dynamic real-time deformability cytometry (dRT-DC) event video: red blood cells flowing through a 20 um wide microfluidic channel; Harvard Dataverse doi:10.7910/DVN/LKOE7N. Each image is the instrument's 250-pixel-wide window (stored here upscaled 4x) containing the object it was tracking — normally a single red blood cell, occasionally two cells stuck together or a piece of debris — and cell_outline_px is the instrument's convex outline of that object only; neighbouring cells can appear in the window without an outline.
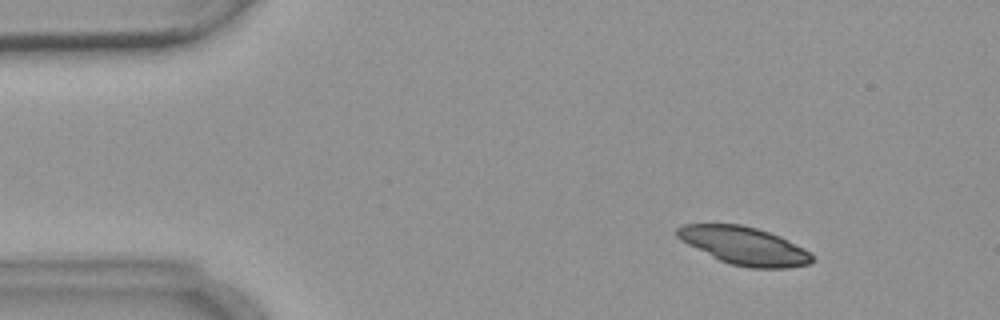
{"species": "common noctule bat (a hibernating species)", "species_latin": "Nyctalus noctula", "temperature_condition": "warm", "stored_images_in_passage": 5, "camera_frame_rate_fps": 3000, "um_per_image_px": 0.085, "animal": {"sex": "female", "body_mass_g": 18.4}, "frame": {"image": 1, "passage_image": 2, "time_ms": 1.333, "image_size_px": [1000, 320], "cell_outline_px": [[816, 260], [812, 264], [788, 268], [748, 268], [732, 264], [720, 260], [680, 240], [676, 236], [676, 228], [684, 224], [740, 224], [756, 228], [780, 236], [812, 252]], "centroid_in_image_um": [63.32, 20.9], "position_along_channel_um": 21.7, "area_um2": 29.88}}